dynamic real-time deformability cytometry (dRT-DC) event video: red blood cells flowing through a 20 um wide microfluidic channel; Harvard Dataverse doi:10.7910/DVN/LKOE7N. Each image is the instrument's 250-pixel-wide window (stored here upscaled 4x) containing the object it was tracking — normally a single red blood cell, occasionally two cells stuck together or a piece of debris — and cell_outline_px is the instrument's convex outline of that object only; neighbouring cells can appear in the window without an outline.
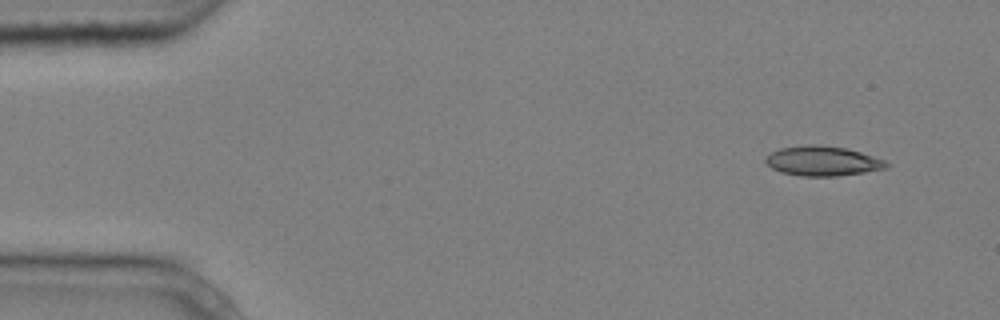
{"species": "common noctule bat (a hibernating species)", "species_latin": "Nyctalus noctula", "temperature_condition": "cold", "stored_images_in_passage": 3, "camera_frame_rate_fps": 3000, "um_per_image_px": 0.085, "animal": {"sex": "male", "body_mass_g": 20.4}, "frame": {"image": 1, "passage_image": 1, "time_ms": 0.0, "image_size_px": [1000, 320], "cell_outline_px": [[892, 164], [888, 168], [864, 172], [836, 176], [800, 176], [780, 172], [772, 168], [764, 160], [764, 156], [780, 148], [808, 144], [816, 144], [848, 148], [884, 160]], "centroid_in_image_um": [69.92, 13.68], "position_along_channel_um": 15.1, "area_um2": 21.1}}
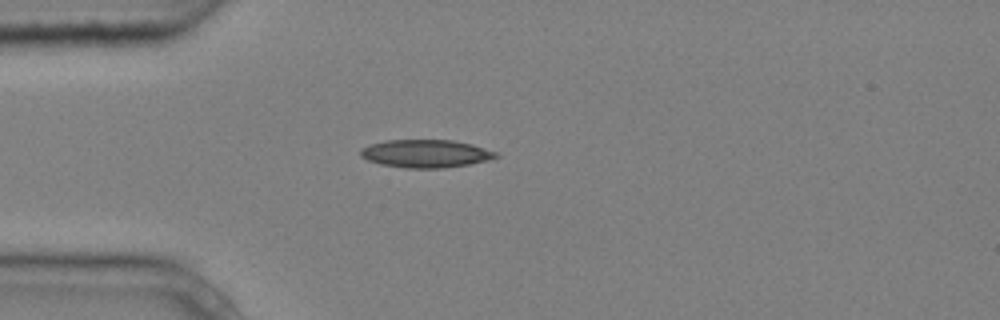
{"frame": {"image": 2, "passage_image": 3, "time_ms": 0.667, "image_size_px": [1000, 320], "cell_outline_px": [[500, 156], [488, 160], [468, 164], [444, 168], [404, 168], [380, 164], [368, 160], [360, 156], [360, 148], [372, 144], [388, 140], [452, 140], [472, 144], [496, 152]], "centroid_in_image_um": [36.18, 13.06], "position_along_channel_um": 48.8, "area_um2": 21.96}}